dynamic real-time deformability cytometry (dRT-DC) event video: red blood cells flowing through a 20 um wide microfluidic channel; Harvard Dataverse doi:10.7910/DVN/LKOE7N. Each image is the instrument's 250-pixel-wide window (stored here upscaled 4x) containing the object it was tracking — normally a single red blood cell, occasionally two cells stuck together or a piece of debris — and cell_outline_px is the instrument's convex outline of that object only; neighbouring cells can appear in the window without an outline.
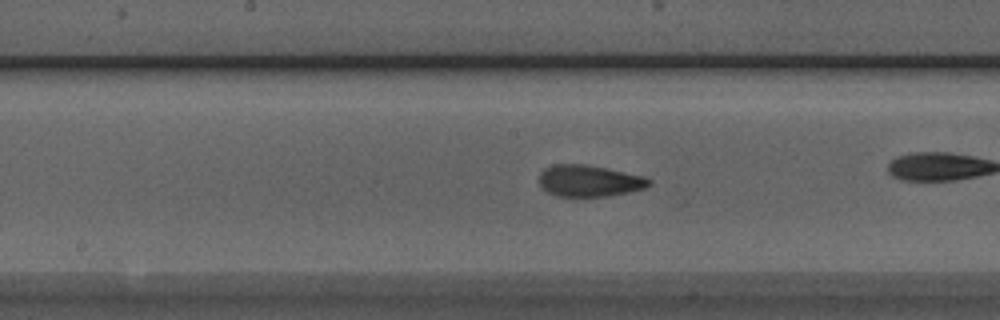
{"species": "Egyptian fruit bat (a non-hibernating species)", "species_latin": "Rousettus aegyptiacus", "temperature_condition": "room temperature", "stored_images_in_passage": 46, "camera_frame_rate_fps": 3000, "um_per_image_px": 0.085, "animal": {"sex": "male"}, "frame": {"image": 1, "passage_image": 20, "time_ms": 6.333, "image_size_px": [1000, 320], "cell_outline_px": [[652, 184], [644, 188], [628, 192], [608, 196], [556, 196], [540, 188], [540, 172], [544, 168], [552, 164], [584, 164], [608, 168], [644, 176], [652, 180]], "centroid_in_image_um": [50.08, 15.36], "position_along_channel_um": 198.1, "area_um2": 20.35}, "authors_computed_cell_mechanics": {"area_um2": 20.2589, "velocity_mm_per_s": 4.0225, "shape_relaxation_time_tau1_ms": null, "shape_relaxation_time_tau2_ms": 1.2244, "deformation_change_tau1": null, "deformation_change_tau2": 0.0746}}